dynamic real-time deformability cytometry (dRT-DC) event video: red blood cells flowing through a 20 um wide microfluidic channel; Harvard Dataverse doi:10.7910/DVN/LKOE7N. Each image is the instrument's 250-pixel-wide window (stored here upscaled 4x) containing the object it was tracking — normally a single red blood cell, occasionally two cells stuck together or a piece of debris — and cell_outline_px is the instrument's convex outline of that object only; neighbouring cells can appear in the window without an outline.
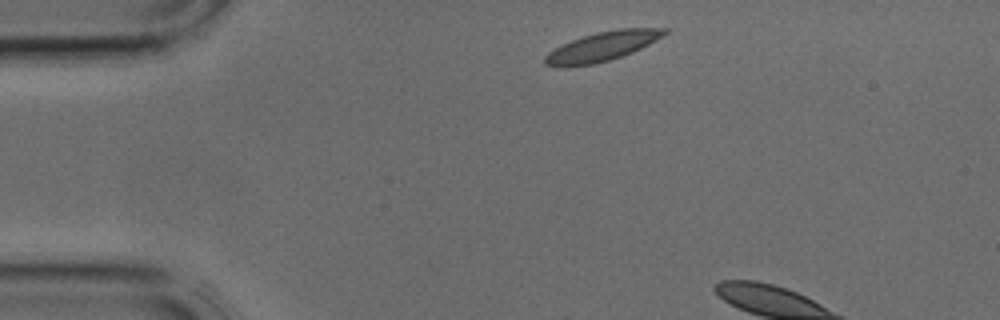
{"species": "common noctule bat (a hibernating species)", "species_latin": "Nyctalus noctula", "temperature_condition": "cold", "stored_images_in_passage": 3, "camera_frame_rate_fps": 3000, "um_per_image_px": 0.085, "animal": {"sex": "male", "body_mass_g": 17.9, "forearm_length_mm": 54.2}, "frame": {"image": 1, "passage_image": 1, "time_ms": 0.0, "image_size_px": [1000, 320], "cell_outline_px": [[668, 32], [656, 40], [632, 52], [608, 60], [592, 64], [564, 68], [560, 68], [544, 64], [544, 56], [548, 52], [572, 40], [596, 32], [616, 28], [668, 28]], "centroid_in_image_um": [51.16, 3.95], "position_along_channel_um": 33.8, "area_um2": 20.29}}